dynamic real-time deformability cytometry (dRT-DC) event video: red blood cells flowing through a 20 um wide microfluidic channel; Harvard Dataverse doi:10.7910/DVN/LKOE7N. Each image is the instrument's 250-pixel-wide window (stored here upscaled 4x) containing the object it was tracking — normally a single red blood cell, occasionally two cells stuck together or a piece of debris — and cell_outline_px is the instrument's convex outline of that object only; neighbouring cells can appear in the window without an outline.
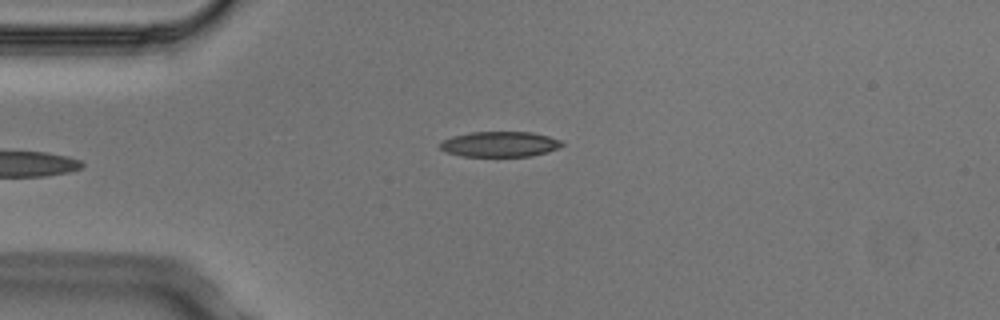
{"species": "Egyptian fruit bat (a non-hibernating species)", "species_latin": "Rousettus aegyptiacus", "temperature_condition": "cold", "stored_images_in_passage": 4, "camera_frame_rate_fps": 3000, "um_per_image_px": 0.085, "animal": {"sex": "male"}, "frame": {"image": 1, "passage_image": 4, "time_ms": 1.0, "image_size_px": [1000, 320], "cell_outline_px": [[564, 144], [560, 148], [548, 152], [532, 156], [460, 156], [444, 152], [440, 148], [440, 144], [444, 140], [452, 136], [472, 132], [532, 132], [548, 136], [560, 140]], "centroid_in_image_um": [42.5, 12.26], "position_along_channel_um": 42.5, "area_um2": 18.09}}